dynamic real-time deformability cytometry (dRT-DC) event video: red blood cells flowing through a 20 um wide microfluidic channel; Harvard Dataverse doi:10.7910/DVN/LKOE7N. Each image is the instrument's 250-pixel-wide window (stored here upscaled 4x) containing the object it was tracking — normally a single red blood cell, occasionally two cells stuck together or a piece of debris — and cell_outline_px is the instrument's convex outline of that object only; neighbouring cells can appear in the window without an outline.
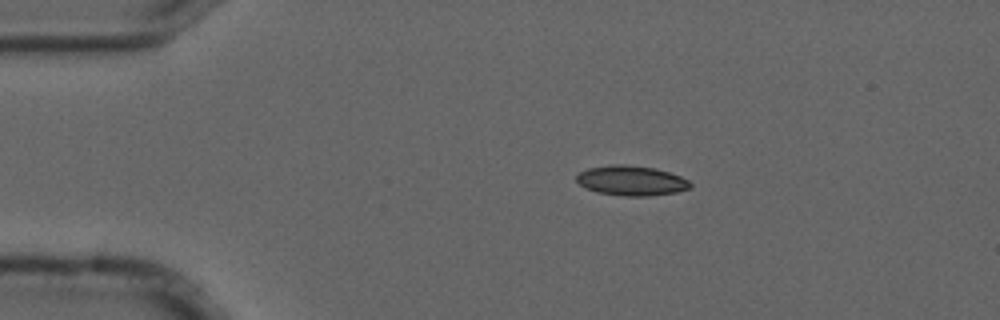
{"species": "common noctule bat (a hibernating species)", "species_latin": "Nyctalus noctula", "temperature_condition": "cold", "stored_images_in_passage": 5, "camera_frame_rate_fps": 3000, "um_per_image_px": 0.085, "animal": {"sex": "male", "forearm_length_mm": 52.5}, "frame": {"image": 1, "passage_image": 2, "time_ms": 0.333, "image_size_px": [1000, 320], "cell_outline_px": [[692, 188], [676, 192], [648, 196], [624, 196], [596, 192], [580, 184], [576, 180], [576, 176], [580, 172], [588, 168], [612, 164], [624, 164], [656, 168], [680, 176], [688, 180], [692, 184]], "centroid_in_image_um": [53.68, 15.35], "position_along_channel_um": 31.3, "area_um2": 19.83}}
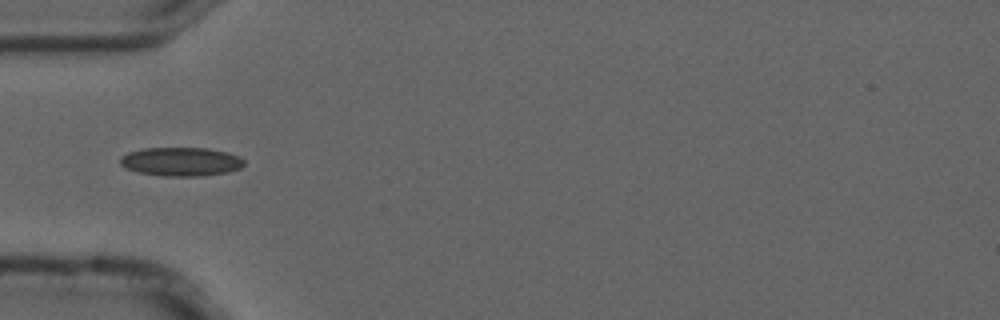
{"frame": {"image": 2, "passage_image": 4, "time_ms": 1.0, "image_size_px": [1000, 320], "cell_outline_px": [[244, 164], [240, 168], [228, 172], [204, 176], [164, 176], [136, 172], [120, 164], [120, 156], [128, 152], [144, 148], [208, 148], [228, 152], [240, 156], [244, 160]], "centroid_in_image_um": [15.4, 13.74], "position_along_channel_um": 69.6, "area_um2": 20.92}}
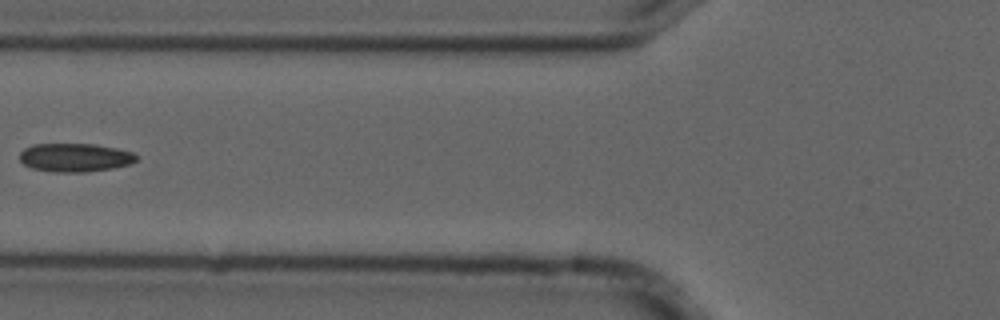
{"frame": {"image": 3, "passage_image": 5, "time_ms": 1.333, "image_size_px": [1000, 320], "cell_outline_px": [[136, 160], [128, 164], [112, 168], [84, 172], [56, 172], [32, 168], [24, 164], [20, 160], [20, 152], [24, 148], [32, 144], [92, 144], [116, 148], [132, 152], [136, 156]], "centroid_in_image_um": [6.33, 13.38], "position_along_channel_um": 119.5, "area_um2": 19.19}}